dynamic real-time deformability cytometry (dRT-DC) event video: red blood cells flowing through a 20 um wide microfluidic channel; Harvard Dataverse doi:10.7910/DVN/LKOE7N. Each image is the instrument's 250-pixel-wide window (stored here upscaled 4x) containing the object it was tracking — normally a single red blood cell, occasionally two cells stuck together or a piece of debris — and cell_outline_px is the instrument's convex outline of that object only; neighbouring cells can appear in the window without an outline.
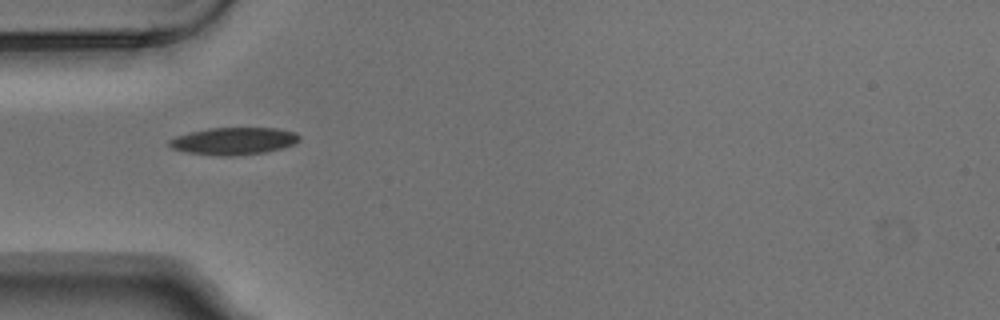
{"species": "Egyptian fruit bat (a non-hibernating species)", "species_latin": "Rousettus aegyptiacus", "temperature_condition": "warm", "stored_images_in_passage": 5, "camera_frame_rate_fps": 3000, "um_per_image_px": 0.085, "animal": {"sex": "male"}, "frame": {"image": 1, "passage_image": 3, "time_ms": 0.667, "image_size_px": [1000, 320], "cell_outline_px": [[300, 140], [292, 144], [280, 148], [264, 152], [232, 156], [220, 156], [188, 152], [172, 148], [168, 144], [168, 140], [176, 136], [208, 128], [276, 128], [296, 132], [300, 136]], "centroid_in_image_um": [19.86, 11.98], "position_along_channel_um": 65.1, "area_um2": 20.46}}
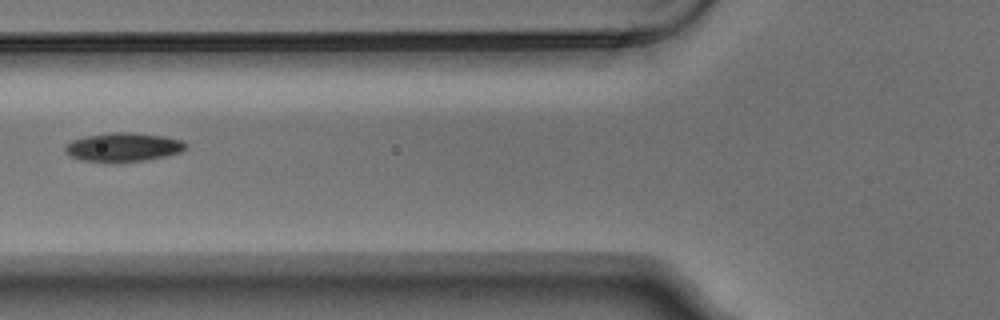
{"frame": {"image": 2, "passage_image": 4, "time_ms": 1.0, "image_size_px": [1000, 320], "cell_outline_px": [[188, 144], [180, 152], [164, 156], [144, 160], [112, 164], [108, 164], [80, 160], [64, 152], [64, 144], [72, 140], [84, 136], [112, 132], [132, 132], [164, 136], [180, 140]], "centroid_in_image_um": [10.39, 12.52], "position_along_channel_um": 115.4, "area_um2": 20.69}}
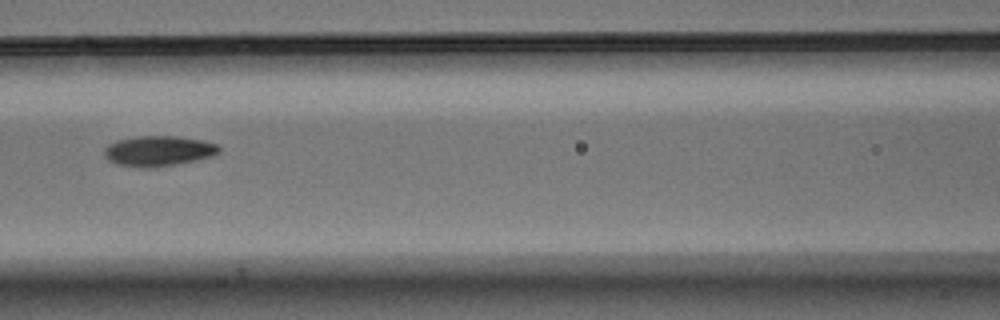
{"frame": {"image": 3, "passage_image": 5, "time_ms": 1.333, "image_size_px": [1000, 320], "cell_outline_px": [[220, 152], [212, 156], [196, 160], [176, 164], [152, 168], [140, 168], [116, 164], [108, 160], [104, 156], [104, 148], [108, 144], [116, 140], [140, 136], [176, 136], [204, 140], [220, 144]], "centroid_in_image_um": [13.47, 12.83], "position_along_channel_um": 153.1, "area_um2": 20.58}}